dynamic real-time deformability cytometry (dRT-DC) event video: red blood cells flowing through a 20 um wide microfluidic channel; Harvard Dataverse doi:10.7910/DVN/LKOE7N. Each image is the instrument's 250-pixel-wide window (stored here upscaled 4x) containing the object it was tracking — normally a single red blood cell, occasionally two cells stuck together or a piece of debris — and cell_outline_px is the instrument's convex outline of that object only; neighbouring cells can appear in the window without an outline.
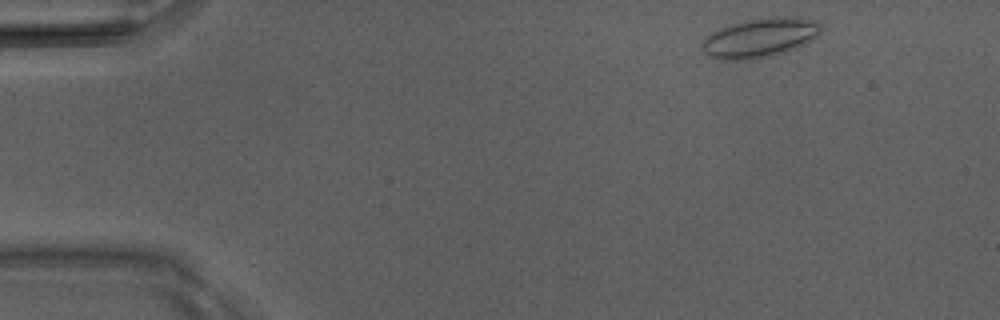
{"species": "Egyptian fruit bat (a non-hibernating species)", "species_latin": "Rousettus aegyptiacus", "temperature_condition": "room temperature", "stored_images_in_passage": 46, "camera_frame_rate_fps": 3000, "um_per_image_px": 0.085, "animal": {"sex": "male"}, "frame": {"image": 1, "passage_image": 2, "time_ms": 0.333, "image_size_px": [1000, 320], "cell_outline_px": [[820, 32], [816, 36], [796, 48], [784, 52], [768, 56], [744, 60], [720, 60], [708, 56], [700, 48], [700, 44], [712, 32], [720, 28], [732, 24], [748, 20], [784, 16], [792, 16], [812, 20], [820, 24]], "centroid_in_image_um": [64.54, 3.22], "position_along_channel_um": 20.5, "area_um2": 26.82}}
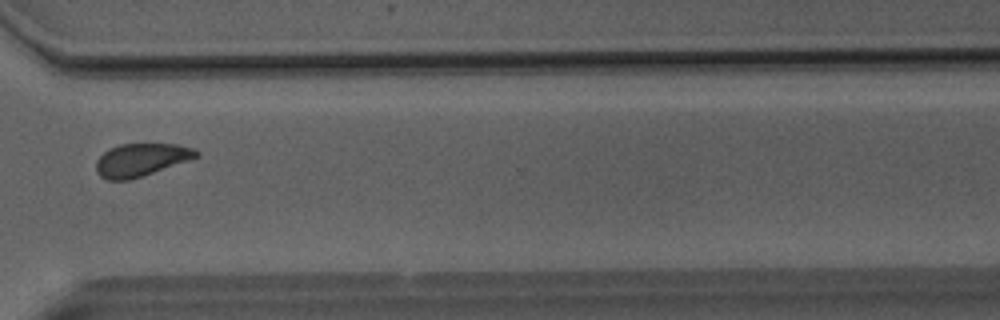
{"frame": {"image": 2, "passage_image": 34, "time_ms": 11.0, "image_size_px": [1000, 320], "cell_outline_px": [[200, 156], [128, 180], [108, 180], [100, 176], [96, 172], [96, 160], [108, 148], [120, 144], [176, 144], [196, 148], [200, 152]], "centroid_in_image_um": [11.98, 13.56], "position_along_channel_um": 358.6, "area_um2": 19.02}}
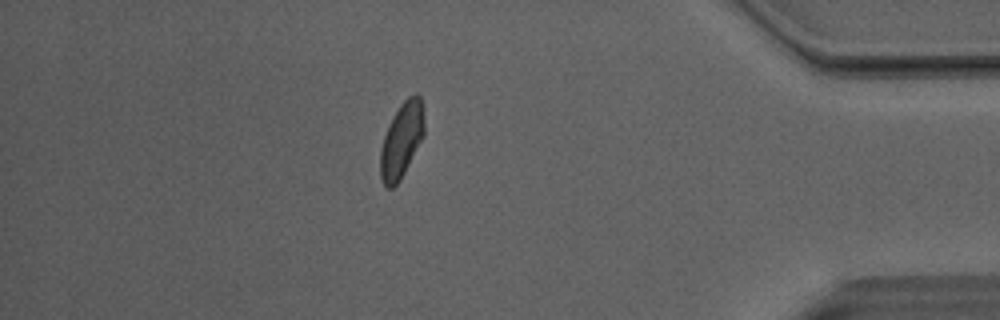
{"frame": {"image": 3, "passage_image": 40, "time_ms": 13.0, "image_size_px": [1000, 320], "cell_outline_px": [[424, 136], [400, 180], [392, 188], [388, 188], [384, 184], [380, 176], [380, 148], [388, 124], [392, 116], [400, 104], [408, 96], [416, 92], [420, 96], [424, 120]], "centroid_in_image_um": [34.13, 11.89], "position_along_channel_um": 401.1, "area_um2": 19.31}, "authors_computed_cell_mechanics": {"area_um2": 19.6809, "velocity_mm_per_s": 4.0722, "shape_relaxation_time_tau1_ms": 3.8689, "shape_relaxation_time_tau2_ms": 2.3274, "deformation_change_tau1": 0.0999, "deformation_change_tau2": 0.0616}}